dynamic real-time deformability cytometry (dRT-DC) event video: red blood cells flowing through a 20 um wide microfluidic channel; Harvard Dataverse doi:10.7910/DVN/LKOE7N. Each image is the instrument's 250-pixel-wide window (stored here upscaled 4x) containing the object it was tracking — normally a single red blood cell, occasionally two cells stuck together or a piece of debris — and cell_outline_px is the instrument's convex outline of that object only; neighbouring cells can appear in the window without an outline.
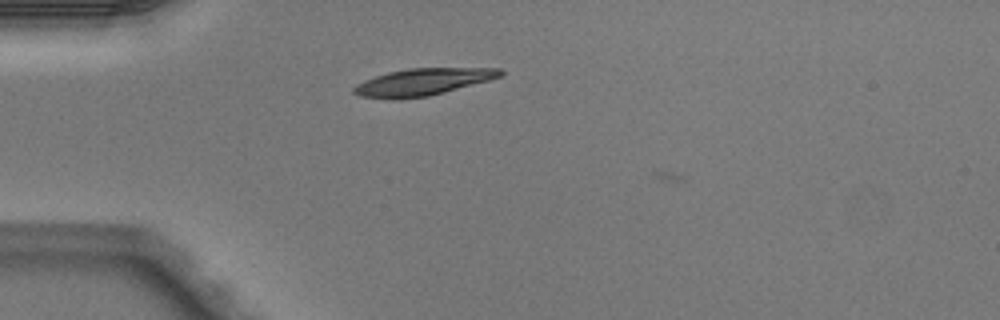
{"species": "Egyptian fruit bat (a non-hibernating species)", "species_latin": "Rousettus aegyptiacus", "temperature_condition": "warm", "stored_images_in_passage": 12, "camera_frame_rate_fps": 3000, "um_per_image_px": 0.085, "animal": {"sex": "male"}, "frame": {"image": 1, "passage_image": 11, "time_ms": 3.333, "image_size_px": [1000, 320], "cell_outline_px": [[504, 76], [444, 92], [428, 96], [400, 100], [392, 100], [360, 96], [352, 92], [352, 88], [356, 84], [364, 80], [388, 72], [408, 68], [500, 68], [504, 72]], "centroid_in_image_um": [35.9, 6.98], "position_along_channel_um": 49.1, "area_um2": 23.24}}